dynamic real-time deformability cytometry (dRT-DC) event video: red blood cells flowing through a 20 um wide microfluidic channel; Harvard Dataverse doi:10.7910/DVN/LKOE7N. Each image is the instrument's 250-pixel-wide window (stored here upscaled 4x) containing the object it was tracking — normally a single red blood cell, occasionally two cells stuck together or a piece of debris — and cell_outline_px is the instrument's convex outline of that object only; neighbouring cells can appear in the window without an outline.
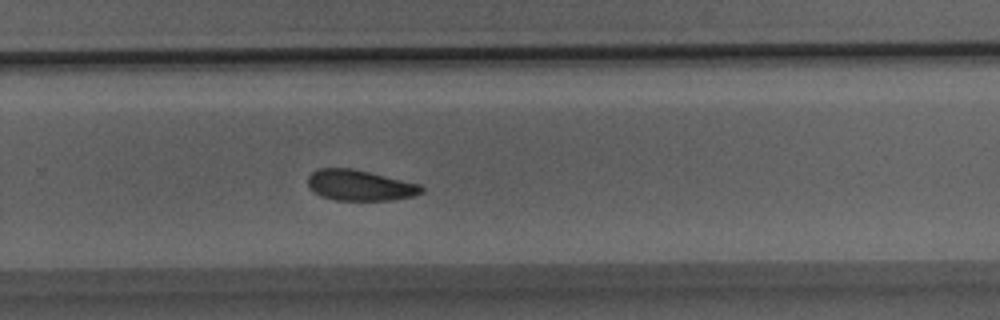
{"species": "Egyptian fruit bat (a non-hibernating species)", "species_latin": "Rousettus aegyptiacus", "temperature_condition": "room temperature", "stored_images_in_passage": 21, "camera_frame_rate_fps": 3000, "um_per_image_px": 0.085, "animal": {"sex": "male"}, "frame": {"image": 1, "passage_image": 15, "time_ms": 4.667, "image_size_px": [1000, 320], "cell_outline_px": [[424, 192], [412, 196], [392, 200], [336, 200], [320, 196], [308, 184], [308, 176], [316, 168], [352, 168], [420, 184], [424, 188]], "centroid_in_image_um": [30.59, 15.75], "position_along_channel_um": 299.2, "area_um2": 20.23}}